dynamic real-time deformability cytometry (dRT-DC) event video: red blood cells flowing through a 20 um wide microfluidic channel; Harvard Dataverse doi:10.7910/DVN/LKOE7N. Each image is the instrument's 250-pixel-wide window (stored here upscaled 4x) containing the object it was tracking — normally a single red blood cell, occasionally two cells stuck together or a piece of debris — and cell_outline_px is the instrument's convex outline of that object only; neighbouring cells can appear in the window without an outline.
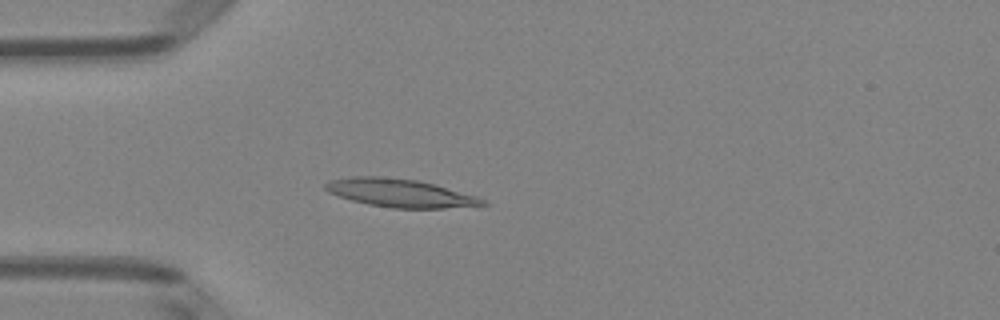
{"species": "Egyptian fruit bat (a non-hibernating species)", "species_latin": "Rousettus aegyptiacus", "temperature_condition": "room temperature", "stored_images_in_passage": 49, "camera_frame_rate_fps": 3000, "um_per_image_px": 0.085, "animal": {"sex": "female"}, "frame": {"image": 1, "passage_image": 13, "time_ms": 4.0, "image_size_px": [1000, 320], "cell_outline_px": [[492, 204], [444, 208], [392, 208], [368, 204], [352, 200], [328, 192], [324, 188], [324, 184], [332, 180], [352, 176], [380, 176], [416, 180], [436, 184], [476, 196]], "centroid_in_image_um": [34.02, 16.4], "position_along_channel_um": 51.0, "area_um2": 25.66}}
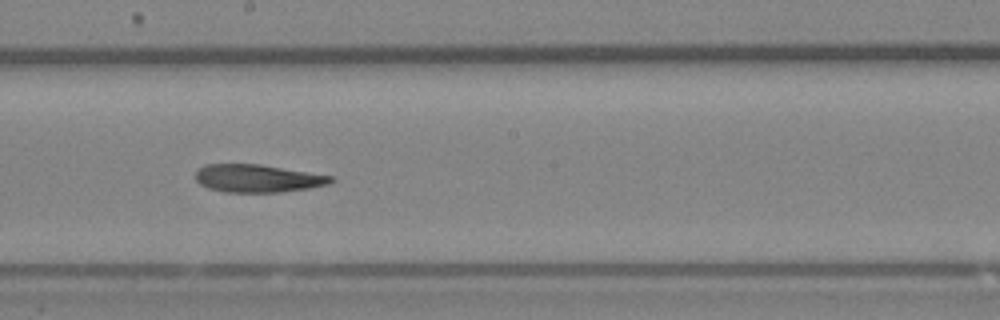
{"frame": {"image": 2, "passage_image": 27, "time_ms": 8.667, "image_size_px": [1000, 320], "cell_outline_px": [[336, 180], [328, 184], [312, 188], [280, 192], [224, 192], [208, 188], [200, 184], [196, 180], [196, 172], [204, 164], [260, 164], [336, 176]], "centroid_in_image_um": [21.96, 15.16], "position_along_channel_um": 226.2, "area_um2": 22.2}}
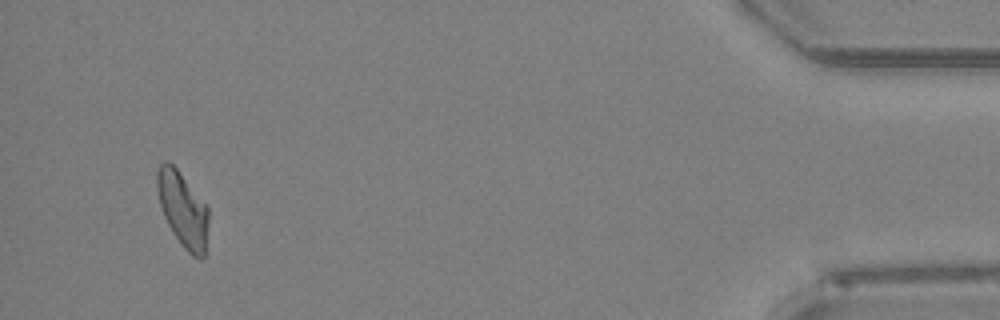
{"frame": {"image": 3, "passage_image": 47, "time_ms": 15.333, "image_size_px": [1000, 320], "cell_outline_px": [[208, 224], [204, 256], [200, 260], [192, 256], [184, 248], [172, 232], [164, 216], [160, 204], [156, 188], [156, 172], [160, 164], [164, 160], [168, 160], [176, 168], [208, 208]], "centroid_in_image_um": [15.51, 17.8], "position_along_channel_um": 419.7, "area_um2": 22.25}}